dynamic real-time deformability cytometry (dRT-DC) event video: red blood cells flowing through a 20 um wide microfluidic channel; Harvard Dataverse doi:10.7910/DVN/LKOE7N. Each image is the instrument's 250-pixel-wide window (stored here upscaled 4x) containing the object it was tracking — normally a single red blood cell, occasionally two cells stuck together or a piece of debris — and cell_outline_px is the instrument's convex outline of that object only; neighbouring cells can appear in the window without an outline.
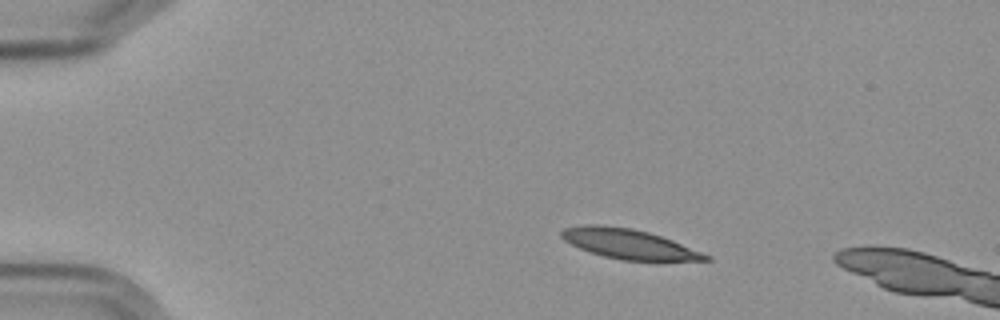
{"species": "Egyptian fruit bat (a non-hibernating species)", "species_latin": "Rousettus aegyptiacus", "temperature_condition": "cold", "stored_images_in_passage": 4, "camera_frame_rate_fps": 3000, "um_per_image_px": 0.085, "frame": {"image": 1, "passage_image": 2, "time_ms": 1.333, "image_size_px": [1000, 320], "cell_outline_px": [[712, 260], [620, 260], [604, 256], [580, 248], [564, 240], [560, 236], [560, 232], [564, 228], [584, 224], [600, 224], [632, 228], [648, 232], [672, 240], [712, 256]], "centroid_in_image_um": [53.43, 20.72], "position_along_channel_um": 31.6, "area_um2": 24.8}}